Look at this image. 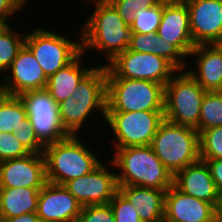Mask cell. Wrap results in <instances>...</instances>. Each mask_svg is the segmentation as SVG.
<instances>
[{"mask_svg": "<svg viewBox=\"0 0 222 222\" xmlns=\"http://www.w3.org/2000/svg\"><path fill=\"white\" fill-rule=\"evenodd\" d=\"M37 222H51V221H47L45 219L38 218Z\"/></svg>", "mask_w": 222, "mask_h": 222, "instance_id": "cell-43", "label": "cell"}, {"mask_svg": "<svg viewBox=\"0 0 222 222\" xmlns=\"http://www.w3.org/2000/svg\"><path fill=\"white\" fill-rule=\"evenodd\" d=\"M111 167L116 172L118 185H135L167 191L173 185V175L154 153L151 145L114 149ZM114 165V166H112Z\"/></svg>", "mask_w": 222, "mask_h": 222, "instance_id": "cell-2", "label": "cell"}, {"mask_svg": "<svg viewBox=\"0 0 222 222\" xmlns=\"http://www.w3.org/2000/svg\"><path fill=\"white\" fill-rule=\"evenodd\" d=\"M217 210H218V222H222V195L220 196V204Z\"/></svg>", "mask_w": 222, "mask_h": 222, "instance_id": "cell-40", "label": "cell"}, {"mask_svg": "<svg viewBox=\"0 0 222 222\" xmlns=\"http://www.w3.org/2000/svg\"><path fill=\"white\" fill-rule=\"evenodd\" d=\"M30 153H43L45 144L37 137L32 128H21L14 134Z\"/></svg>", "mask_w": 222, "mask_h": 222, "instance_id": "cell-35", "label": "cell"}, {"mask_svg": "<svg viewBox=\"0 0 222 222\" xmlns=\"http://www.w3.org/2000/svg\"><path fill=\"white\" fill-rule=\"evenodd\" d=\"M38 216L36 213H27L7 219H0V222H37Z\"/></svg>", "mask_w": 222, "mask_h": 222, "instance_id": "cell-38", "label": "cell"}, {"mask_svg": "<svg viewBox=\"0 0 222 222\" xmlns=\"http://www.w3.org/2000/svg\"><path fill=\"white\" fill-rule=\"evenodd\" d=\"M30 154L13 133H0V162Z\"/></svg>", "mask_w": 222, "mask_h": 222, "instance_id": "cell-32", "label": "cell"}, {"mask_svg": "<svg viewBox=\"0 0 222 222\" xmlns=\"http://www.w3.org/2000/svg\"><path fill=\"white\" fill-rule=\"evenodd\" d=\"M119 16L128 26L133 24V17L140 8L147 9L157 4V0H109Z\"/></svg>", "mask_w": 222, "mask_h": 222, "instance_id": "cell-33", "label": "cell"}, {"mask_svg": "<svg viewBox=\"0 0 222 222\" xmlns=\"http://www.w3.org/2000/svg\"><path fill=\"white\" fill-rule=\"evenodd\" d=\"M206 92L187 71L176 72L165 85V120L199 132L201 104Z\"/></svg>", "mask_w": 222, "mask_h": 222, "instance_id": "cell-6", "label": "cell"}, {"mask_svg": "<svg viewBox=\"0 0 222 222\" xmlns=\"http://www.w3.org/2000/svg\"><path fill=\"white\" fill-rule=\"evenodd\" d=\"M37 137L46 145L66 138L69 134L60 121L58 104L46 89L19 95Z\"/></svg>", "mask_w": 222, "mask_h": 222, "instance_id": "cell-10", "label": "cell"}, {"mask_svg": "<svg viewBox=\"0 0 222 222\" xmlns=\"http://www.w3.org/2000/svg\"><path fill=\"white\" fill-rule=\"evenodd\" d=\"M157 35L175 45L188 58L195 45L190 31L189 10L186 3L163 4Z\"/></svg>", "mask_w": 222, "mask_h": 222, "instance_id": "cell-18", "label": "cell"}, {"mask_svg": "<svg viewBox=\"0 0 222 222\" xmlns=\"http://www.w3.org/2000/svg\"><path fill=\"white\" fill-rule=\"evenodd\" d=\"M42 188H0V219L36 213Z\"/></svg>", "mask_w": 222, "mask_h": 222, "instance_id": "cell-23", "label": "cell"}, {"mask_svg": "<svg viewBox=\"0 0 222 222\" xmlns=\"http://www.w3.org/2000/svg\"><path fill=\"white\" fill-rule=\"evenodd\" d=\"M58 111L63 129L69 135H77L93 111L102 113L106 118V104H81L72 96L58 103Z\"/></svg>", "mask_w": 222, "mask_h": 222, "instance_id": "cell-24", "label": "cell"}, {"mask_svg": "<svg viewBox=\"0 0 222 222\" xmlns=\"http://www.w3.org/2000/svg\"><path fill=\"white\" fill-rule=\"evenodd\" d=\"M80 39L71 41L48 30L37 28L26 34L25 45L32 51L47 78L72 62L82 52Z\"/></svg>", "mask_w": 222, "mask_h": 222, "instance_id": "cell-7", "label": "cell"}, {"mask_svg": "<svg viewBox=\"0 0 222 222\" xmlns=\"http://www.w3.org/2000/svg\"><path fill=\"white\" fill-rule=\"evenodd\" d=\"M222 126V92H206L201 104L199 132Z\"/></svg>", "mask_w": 222, "mask_h": 222, "instance_id": "cell-28", "label": "cell"}, {"mask_svg": "<svg viewBox=\"0 0 222 222\" xmlns=\"http://www.w3.org/2000/svg\"><path fill=\"white\" fill-rule=\"evenodd\" d=\"M178 72L166 59L151 54L125 50L106 63V78H128L166 83Z\"/></svg>", "mask_w": 222, "mask_h": 222, "instance_id": "cell-9", "label": "cell"}, {"mask_svg": "<svg viewBox=\"0 0 222 222\" xmlns=\"http://www.w3.org/2000/svg\"><path fill=\"white\" fill-rule=\"evenodd\" d=\"M82 55H85L83 51L72 62L47 79L45 89L57 104L70 97L80 80L92 69L81 66Z\"/></svg>", "mask_w": 222, "mask_h": 222, "instance_id": "cell-22", "label": "cell"}, {"mask_svg": "<svg viewBox=\"0 0 222 222\" xmlns=\"http://www.w3.org/2000/svg\"><path fill=\"white\" fill-rule=\"evenodd\" d=\"M185 2H186V0H157V3L164 4V5L182 4Z\"/></svg>", "mask_w": 222, "mask_h": 222, "instance_id": "cell-39", "label": "cell"}, {"mask_svg": "<svg viewBox=\"0 0 222 222\" xmlns=\"http://www.w3.org/2000/svg\"><path fill=\"white\" fill-rule=\"evenodd\" d=\"M194 45L217 44L222 40V0H186Z\"/></svg>", "mask_w": 222, "mask_h": 222, "instance_id": "cell-13", "label": "cell"}, {"mask_svg": "<svg viewBox=\"0 0 222 222\" xmlns=\"http://www.w3.org/2000/svg\"><path fill=\"white\" fill-rule=\"evenodd\" d=\"M118 190L137 209L142 222H155L164 218L166 191L135 185H118Z\"/></svg>", "mask_w": 222, "mask_h": 222, "instance_id": "cell-20", "label": "cell"}, {"mask_svg": "<svg viewBox=\"0 0 222 222\" xmlns=\"http://www.w3.org/2000/svg\"><path fill=\"white\" fill-rule=\"evenodd\" d=\"M106 80V112L164 111L163 84L128 78Z\"/></svg>", "mask_w": 222, "mask_h": 222, "instance_id": "cell-5", "label": "cell"}, {"mask_svg": "<svg viewBox=\"0 0 222 222\" xmlns=\"http://www.w3.org/2000/svg\"><path fill=\"white\" fill-rule=\"evenodd\" d=\"M163 4L156 5L147 9L140 8L136 11L131 25V32L142 34L157 33L158 27L162 19Z\"/></svg>", "mask_w": 222, "mask_h": 222, "instance_id": "cell-29", "label": "cell"}, {"mask_svg": "<svg viewBox=\"0 0 222 222\" xmlns=\"http://www.w3.org/2000/svg\"><path fill=\"white\" fill-rule=\"evenodd\" d=\"M151 147L173 176L200 159L199 132L167 120L159 125Z\"/></svg>", "mask_w": 222, "mask_h": 222, "instance_id": "cell-4", "label": "cell"}, {"mask_svg": "<svg viewBox=\"0 0 222 222\" xmlns=\"http://www.w3.org/2000/svg\"><path fill=\"white\" fill-rule=\"evenodd\" d=\"M208 165L217 191L222 195V159H201Z\"/></svg>", "mask_w": 222, "mask_h": 222, "instance_id": "cell-37", "label": "cell"}, {"mask_svg": "<svg viewBox=\"0 0 222 222\" xmlns=\"http://www.w3.org/2000/svg\"><path fill=\"white\" fill-rule=\"evenodd\" d=\"M109 205L113 211L115 222H142L137 209L119 190L110 200Z\"/></svg>", "mask_w": 222, "mask_h": 222, "instance_id": "cell-31", "label": "cell"}, {"mask_svg": "<svg viewBox=\"0 0 222 222\" xmlns=\"http://www.w3.org/2000/svg\"><path fill=\"white\" fill-rule=\"evenodd\" d=\"M77 222H115L113 211L108 204L82 207Z\"/></svg>", "mask_w": 222, "mask_h": 222, "instance_id": "cell-34", "label": "cell"}, {"mask_svg": "<svg viewBox=\"0 0 222 222\" xmlns=\"http://www.w3.org/2000/svg\"><path fill=\"white\" fill-rule=\"evenodd\" d=\"M164 218L167 222H218V210L172 185L165 194Z\"/></svg>", "mask_w": 222, "mask_h": 222, "instance_id": "cell-15", "label": "cell"}, {"mask_svg": "<svg viewBox=\"0 0 222 222\" xmlns=\"http://www.w3.org/2000/svg\"><path fill=\"white\" fill-rule=\"evenodd\" d=\"M196 56V67L187 72L207 92L222 90V51L216 44L196 45L189 57ZM196 70V71H195Z\"/></svg>", "mask_w": 222, "mask_h": 222, "instance_id": "cell-19", "label": "cell"}, {"mask_svg": "<svg viewBox=\"0 0 222 222\" xmlns=\"http://www.w3.org/2000/svg\"><path fill=\"white\" fill-rule=\"evenodd\" d=\"M21 128H32L24 103L19 96L0 92V133L16 134Z\"/></svg>", "mask_w": 222, "mask_h": 222, "instance_id": "cell-26", "label": "cell"}, {"mask_svg": "<svg viewBox=\"0 0 222 222\" xmlns=\"http://www.w3.org/2000/svg\"><path fill=\"white\" fill-rule=\"evenodd\" d=\"M24 7L29 0H18Z\"/></svg>", "mask_w": 222, "mask_h": 222, "instance_id": "cell-41", "label": "cell"}, {"mask_svg": "<svg viewBox=\"0 0 222 222\" xmlns=\"http://www.w3.org/2000/svg\"><path fill=\"white\" fill-rule=\"evenodd\" d=\"M43 154L47 182L57 185L87 175L102 163L78 135L46 144Z\"/></svg>", "mask_w": 222, "mask_h": 222, "instance_id": "cell-3", "label": "cell"}, {"mask_svg": "<svg viewBox=\"0 0 222 222\" xmlns=\"http://www.w3.org/2000/svg\"><path fill=\"white\" fill-rule=\"evenodd\" d=\"M71 96L81 104H106V64L92 67L80 80Z\"/></svg>", "mask_w": 222, "mask_h": 222, "instance_id": "cell-25", "label": "cell"}, {"mask_svg": "<svg viewBox=\"0 0 222 222\" xmlns=\"http://www.w3.org/2000/svg\"><path fill=\"white\" fill-rule=\"evenodd\" d=\"M155 222H167V221H166L165 218H162V219H160V220H158V221H155Z\"/></svg>", "mask_w": 222, "mask_h": 222, "instance_id": "cell-44", "label": "cell"}, {"mask_svg": "<svg viewBox=\"0 0 222 222\" xmlns=\"http://www.w3.org/2000/svg\"><path fill=\"white\" fill-rule=\"evenodd\" d=\"M128 50L160 56L166 59L178 72L187 67V62L184 61L186 56L175 45L165 41L157 33L132 32Z\"/></svg>", "mask_w": 222, "mask_h": 222, "instance_id": "cell-21", "label": "cell"}, {"mask_svg": "<svg viewBox=\"0 0 222 222\" xmlns=\"http://www.w3.org/2000/svg\"><path fill=\"white\" fill-rule=\"evenodd\" d=\"M200 159H222V126L199 132Z\"/></svg>", "mask_w": 222, "mask_h": 222, "instance_id": "cell-30", "label": "cell"}, {"mask_svg": "<svg viewBox=\"0 0 222 222\" xmlns=\"http://www.w3.org/2000/svg\"><path fill=\"white\" fill-rule=\"evenodd\" d=\"M22 8L24 6L18 0H0V24H8L7 18Z\"/></svg>", "mask_w": 222, "mask_h": 222, "instance_id": "cell-36", "label": "cell"}, {"mask_svg": "<svg viewBox=\"0 0 222 222\" xmlns=\"http://www.w3.org/2000/svg\"><path fill=\"white\" fill-rule=\"evenodd\" d=\"M22 36V37H21ZM26 35L12 30L11 24L0 25V73L6 72L25 44Z\"/></svg>", "mask_w": 222, "mask_h": 222, "instance_id": "cell-27", "label": "cell"}, {"mask_svg": "<svg viewBox=\"0 0 222 222\" xmlns=\"http://www.w3.org/2000/svg\"><path fill=\"white\" fill-rule=\"evenodd\" d=\"M222 51V40L216 44Z\"/></svg>", "mask_w": 222, "mask_h": 222, "instance_id": "cell-42", "label": "cell"}, {"mask_svg": "<svg viewBox=\"0 0 222 222\" xmlns=\"http://www.w3.org/2000/svg\"><path fill=\"white\" fill-rule=\"evenodd\" d=\"M96 7L81 27L82 51L89 49L104 53L108 63L128 49L131 26L119 16L108 1H94Z\"/></svg>", "mask_w": 222, "mask_h": 222, "instance_id": "cell-1", "label": "cell"}, {"mask_svg": "<svg viewBox=\"0 0 222 222\" xmlns=\"http://www.w3.org/2000/svg\"><path fill=\"white\" fill-rule=\"evenodd\" d=\"M10 70V71H9ZM8 76H3L0 92L19 96L25 92L45 89L47 77L32 51L24 44L7 69ZM11 74V75H10Z\"/></svg>", "mask_w": 222, "mask_h": 222, "instance_id": "cell-12", "label": "cell"}, {"mask_svg": "<svg viewBox=\"0 0 222 222\" xmlns=\"http://www.w3.org/2000/svg\"><path fill=\"white\" fill-rule=\"evenodd\" d=\"M173 185L181 192L207 201L218 209L221 195L204 160L199 159L177 172L173 176Z\"/></svg>", "mask_w": 222, "mask_h": 222, "instance_id": "cell-17", "label": "cell"}, {"mask_svg": "<svg viewBox=\"0 0 222 222\" xmlns=\"http://www.w3.org/2000/svg\"><path fill=\"white\" fill-rule=\"evenodd\" d=\"M101 163L91 173L64 184L82 207L108 204L118 191L116 173Z\"/></svg>", "mask_w": 222, "mask_h": 222, "instance_id": "cell-11", "label": "cell"}, {"mask_svg": "<svg viewBox=\"0 0 222 222\" xmlns=\"http://www.w3.org/2000/svg\"><path fill=\"white\" fill-rule=\"evenodd\" d=\"M164 120V111L106 112L105 118L115 136L114 149L151 145Z\"/></svg>", "mask_w": 222, "mask_h": 222, "instance_id": "cell-8", "label": "cell"}, {"mask_svg": "<svg viewBox=\"0 0 222 222\" xmlns=\"http://www.w3.org/2000/svg\"><path fill=\"white\" fill-rule=\"evenodd\" d=\"M47 183L43 153L0 162V188H42Z\"/></svg>", "mask_w": 222, "mask_h": 222, "instance_id": "cell-14", "label": "cell"}, {"mask_svg": "<svg viewBox=\"0 0 222 222\" xmlns=\"http://www.w3.org/2000/svg\"><path fill=\"white\" fill-rule=\"evenodd\" d=\"M81 209L64 185L47 182L40 190L36 214L51 222H77Z\"/></svg>", "mask_w": 222, "mask_h": 222, "instance_id": "cell-16", "label": "cell"}, {"mask_svg": "<svg viewBox=\"0 0 222 222\" xmlns=\"http://www.w3.org/2000/svg\"><path fill=\"white\" fill-rule=\"evenodd\" d=\"M94 1H109V0H90L89 2L93 3Z\"/></svg>", "mask_w": 222, "mask_h": 222, "instance_id": "cell-45", "label": "cell"}]
</instances>
